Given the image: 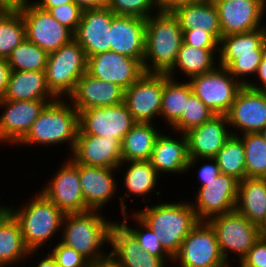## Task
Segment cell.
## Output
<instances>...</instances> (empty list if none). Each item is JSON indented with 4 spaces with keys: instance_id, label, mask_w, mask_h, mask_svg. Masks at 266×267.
I'll use <instances>...</instances> for the list:
<instances>
[{
    "instance_id": "15",
    "label": "cell",
    "mask_w": 266,
    "mask_h": 267,
    "mask_svg": "<svg viewBox=\"0 0 266 267\" xmlns=\"http://www.w3.org/2000/svg\"><path fill=\"white\" fill-rule=\"evenodd\" d=\"M225 115L232 135L259 133L266 127V91L243 86Z\"/></svg>"
},
{
    "instance_id": "45",
    "label": "cell",
    "mask_w": 266,
    "mask_h": 267,
    "mask_svg": "<svg viewBox=\"0 0 266 267\" xmlns=\"http://www.w3.org/2000/svg\"><path fill=\"white\" fill-rule=\"evenodd\" d=\"M54 257L57 267H88L89 261L75 249L67 247L60 241L49 250Z\"/></svg>"
},
{
    "instance_id": "33",
    "label": "cell",
    "mask_w": 266,
    "mask_h": 267,
    "mask_svg": "<svg viewBox=\"0 0 266 267\" xmlns=\"http://www.w3.org/2000/svg\"><path fill=\"white\" fill-rule=\"evenodd\" d=\"M217 54V55H216ZM219 49H199L181 44L173 67L166 73L169 77L177 79V74H183L185 80L213 70L218 65ZM175 76V77H174Z\"/></svg>"
},
{
    "instance_id": "16",
    "label": "cell",
    "mask_w": 266,
    "mask_h": 267,
    "mask_svg": "<svg viewBox=\"0 0 266 267\" xmlns=\"http://www.w3.org/2000/svg\"><path fill=\"white\" fill-rule=\"evenodd\" d=\"M53 101L55 100L13 101L0 99L1 145L5 146L6 143H8L7 146L17 145L27 135L45 106Z\"/></svg>"
},
{
    "instance_id": "3",
    "label": "cell",
    "mask_w": 266,
    "mask_h": 267,
    "mask_svg": "<svg viewBox=\"0 0 266 267\" xmlns=\"http://www.w3.org/2000/svg\"><path fill=\"white\" fill-rule=\"evenodd\" d=\"M79 131V112L68 99L48 103L32 124L27 135L16 145L26 147H53L66 144L69 154L73 151ZM69 145H68V144Z\"/></svg>"
},
{
    "instance_id": "31",
    "label": "cell",
    "mask_w": 266,
    "mask_h": 267,
    "mask_svg": "<svg viewBox=\"0 0 266 267\" xmlns=\"http://www.w3.org/2000/svg\"><path fill=\"white\" fill-rule=\"evenodd\" d=\"M4 100H56L48 88L45 71H12Z\"/></svg>"
},
{
    "instance_id": "20",
    "label": "cell",
    "mask_w": 266,
    "mask_h": 267,
    "mask_svg": "<svg viewBox=\"0 0 266 267\" xmlns=\"http://www.w3.org/2000/svg\"><path fill=\"white\" fill-rule=\"evenodd\" d=\"M121 169H126L122 173V177L124 176L122 178L123 188L126 192H124V196H121V193L119 196L117 195L120 201L121 215L127 213L128 204L125 202L132 195L135 197L132 199H136L137 197L139 199L141 197V202L144 201L145 204H149L148 202L151 203L152 198L150 196L153 195L152 193H155L154 195L156 196H161V191L159 189L157 191L155 190L157 188L156 186L160 184L159 179L161 177L152 166L150 160L123 161L117 169L118 172L121 173Z\"/></svg>"
},
{
    "instance_id": "54",
    "label": "cell",
    "mask_w": 266,
    "mask_h": 267,
    "mask_svg": "<svg viewBox=\"0 0 266 267\" xmlns=\"http://www.w3.org/2000/svg\"><path fill=\"white\" fill-rule=\"evenodd\" d=\"M32 2L39 8H52L58 5L67 4L74 2L73 0H35Z\"/></svg>"
},
{
    "instance_id": "13",
    "label": "cell",
    "mask_w": 266,
    "mask_h": 267,
    "mask_svg": "<svg viewBox=\"0 0 266 267\" xmlns=\"http://www.w3.org/2000/svg\"><path fill=\"white\" fill-rule=\"evenodd\" d=\"M124 103L107 107H93L79 112L78 134L116 138L124 136L136 124Z\"/></svg>"
},
{
    "instance_id": "28",
    "label": "cell",
    "mask_w": 266,
    "mask_h": 267,
    "mask_svg": "<svg viewBox=\"0 0 266 267\" xmlns=\"http://www.w3.org/2000/svg\"><path fill=\"white\" fill-rule=\"evenodd\" d=\"M235 209L266 234V178L238 181Z\"/></svg>"
},
{
    "instance_id": "7",
    "label": "cell",
    "mask_w": 266,
    "mask_h": 267,
    "mask_svg": "<svg viewBox=\"0 0 266 267\" xmlns=\"http://www.w3.org/2000/svg\"><path fill=\"white\" fill-rule=\"evenodd\" d=\"M86 71V53L80 44L72 39L48 56L45 69L48 88L58 99H67Z\"/></svg>"
},
{
    "instance_id": "14",
    "label": "cell",
    "mask_w": 266,
    "mask_h": 267,
    "mask_svg": "<svg viewBox=\"0 0 266 267\" xmlns=\"http://www.w3.org/2000/svg\"><path fill=\"white\" fill-rule=\"evenodd\" d=\"M197 189L196 195H193L196 200H192L191 205L199 221L235 210L238 180L233 176L220 174Z\"/></svg>"
},
{
    "instance_id": "47",
    "label": "cell",
    "mask_w": 266,
    "mask_h": 267,
    "mask_svg": "<svg viewBox=\"0 0 266 267\" xmlns=\"http://www.w3.org/2000/svg\"><path fill=\"white\" fill-rule=\"evenodd\" d=\"M239 267H261L266 266V234L260 238L249 249L247 254L241 259Z\"/></svg>"
},
{
    "instance_id": "40",
    "label": "cell",
    "mask_w": 266,
    "mask_h": 267,
    "mask_svg": "<svg viewBox=\"0 0 266 267\" xmlns=\"http://www.w3.org/2000/svg\"><path fill=\"white\" fill-rule=\"evenodd\" d=\"M25 38L24 19L15 10L0 26V58L7 59Z\"/></svg>"
},
{
    "instance_id": "57",
    "label": "cell",
    "mask_w": 266,
    "mask_h": 267,
    "mask_svg": "<svg viewBox=\"0 0 266 267\" xmlns=\"http://www.w3.org/2000/svg\"><path fill=\"white\" fill-rule=\"evenodd\" d=\"M14 11L10 8H0V26Z\"/></svg>"
},
{
    "instance_id": "22",
    "label": "cell",
    "mask_w": 266,
    "mask_h": 267,
    "mask_svg": "<svg viewBox=\"0 0 266 267\" xmlns=\"http://www.w3.org/2000/svg\"><path fill=\"white\" fill-rule=\"evenodd\" d=\"M117 173L118 170L115 168L79 164V180L83 199L90 210H103L118 194L117 188L120 181L118 182L115 178Z\"/></svg>"
},
{
    "instance_id": "4",
    "label": "cell",
    "mask_w": 266,
    "mask_h": 267,
    "mask_svg": "<svg viewBox=\"0 0 266 267\" xmlns=\"http://www.w3.org/2000/svg\"><path fill=\"white\" fill-rule=\"evenodd\" d=\"M183 43V30L172 11H162L146 19L143 69L146 73H167L174 65Z\"/></svg>"
},
{
    "instance_id": "32",
    "label": "cell",
    "mask_w": 266,
    "mask_h": 267,
    "mask_svg": "<svg viewBox=\"0 0 266 267\" xmlns=\"http://www.w3.org/2000/svg\"><path fill=\"white\" fill-rule=\"evenodd\" d=\"M34 254L39 255L37 250L30 251L26 247L20 224L10 212L0 222V267L18 266L20 262H26L27 258L30 261Z\"/></svg>"
},
{
    "instance_id": "46",
    "label": "cell",
    "mask_w": 266,
    "mask_h": 267,
    "mask_svg": "<svg viewBox=\"0 0 266 267\" xmlns=\"http://www.w3.org/2000/svg\"><path fill=\"white\" fill-rule=\"evenodd\" d=\"M198 163L202 164L196 172L198 174L197 178H199L198 181H200L198 184L201 183L198 187L204 186L205 182H209L221 174L220 168L214 158H189L186 172L191 171V168L197 167L195 165Z\"/></svg>"
},
{
    "instance_id": "53",
    "label": "cell",
    "mask_w": 266,
    "mask_h": 267,
    "mask_svg": "<svg viewBox=\"0 0 266 267\" xmlns=\"http://www.w3.org/2000/svg\"><path fill=\"white\" fill-rule=\"evenodd\" d=\"M82 9L106 7L108 0H73Z\"/></svg>"
},
{
    "instance_id": "30",
    "label": "cell",
    "mask_w": 266,
    "mask_h": 267,
    "mask_svg": "<svg viewBox=\"0 0 266 267\" xmlns=\"http://www.w3.org/2000/svg\"><path fill=\"white\" fill-rule=\"evenodd\" d=\"M172 13L177 17L182 30H204L220 42L221 26L218 10L213 0L183 4L172 10Z\"/></svg>"
},
{
    "instance_id": "5",
    "label": "cell",
    "mask_w": 266,
    "mask_h": 267,
    "mask_svg": "<svg viewBox=\"0 0 266 267\" xmlns=\"http://www.w3.org/2000/svg\"><path fill=\"white\" fill-rule=\"evenodd\" d=\"M8 206L20 224L23 241L30 251L41 252L49 241L52 244L51 240L57 238L58 233L60 237L65 214L42 192H36L33 198L28 197L21 207Z\"/></svg>"
},
{
    "instance_id": "55",
    "label": "cell",
    "mask_w": 266,
    "mask_h": 267,
    "mask_svg": "<svg viewBox=\"0 0 266 267\" xmlns=\"http://www.w3.org/2000/svg\"><path fill=\"white\" fill-rule=\"evenodd\" d=\"M30 0H0V8L19 10Z\"/></svg>"
},
{
    "instance_id": "49",
    "label": "cell",
    "mask_w": 266,
    "mask_h": 267,
    "mask_svg": "<svg viewBox=\"0 0 266 267\" xmlns=\"http://www.w3.org/2000/svg\"><path fill=\"white\" fill-rule=\"evenodd\" d=\"M252 79L254 80L249 81L246 85L248 88L266 91V52L262 57V60L258 66L256 74L254 75V78Z\"/></svg>"
},
{
    "instance_id": "9",
    "label": "cell",
    "mask_w": 266,
    "mask_h": 267,
    "mask_svg": "<svg viewBox=\"0 0 266 267\" xmlns=\"http://www.w3.org/2000/svg\"><path fill=\"white\" fill-rule=\"evenodd\" d=\"M188 82L193 93L214 114H226L243 85L220 65L201 75L191 77Z\"/></svg>"
},
{
    "instance_id": "6",
    "label": "cell",
    "mask_w": 266,
    "mask_h": 267,
    "mask_svg": "<svg viewBox=\"0 0 266 267\" xmlns=\"http://www.w3.org/2000/svg\"><path fill=\"white\" fill-rule=\"evenodd\" d=\"M207 222L213 228L221 254L230 266L234 260L239 263L263 234L258 225L250 222L236 209L211 217Z\"/></svg>"
},
{
    "instance_id": "21",
    "label": "cell",
    "mask_w": 266,
    "mask_h": 267,
    "mask_svg": "<svg viewBox=\"0 0 266 267\" xmlns=\"http://www.w3.org/2000/svg\"><path fill=\"white\" fill-rule=\"evenodd\" d=\"M77 164L118 169L123 162L121 142L116 138L78 134L69 155Z\"/></svg>"
},
{
    "instance_id": "48",
    "label": "cell",
    "mask_w": 266,
    "mask_h": 267,
    "mask_svg": "<svg viewBox=\"0 0 266 267\" xmlns=\"http://www.w3.org/2000/svg\"><path fill=\"white\" fill-rule=\"evenodd\" d=\"M183 42L199 49H219V42L204 30H183Z\"/></svg>"
},
{
    "instance_id": "41",
    "label": "cell",
    "mask_w": 266,
    "mask_h": 267,
    "mask_svg": "<svg viewBox=\"0 0 266 267\" xmlns=\"http://www.w3.org/2000/svg\"><path fill=\"white\" fill-rule=\"evenodd\" d=\"M215 114L192 92L186 102L181 118L169 128L172 131L186 133L192 128L201 126Z\"/></svg>"
},
{
    "instance_id": "12",
    "label": "cell",
    "mask_w": 266,
    "mask_h": 267,
    "mask_svg": "<svg viewBox=\"0 0 266 267\" xmlns=\"http://www.w3.org/2000/svg\"><path fill=\"white\" fill-rule=\"evenodd\" d=\"M164 73H144L124 91L123 103L136 122L156 123L160 117Z\"/></svg>"
},
{
    "instance_id": "52",
    "label": "cell",
    "mask_w": 266,
    "mask_h": 267,
    "mask_svg": "<svg viewBox=\"0 0 266 267\" xmlns=\"http://www.w3.org/2000/svg\"><path fill=\"white\" fill-rule=\"evenodd\" d=\"M88 267H121L120 264L112 257L111 254H108L106 257H103L94 262H90Z\"/></svg>"
},
{
    "instance_id": "8",
    "label": "cell",
    "mask_w": 266,
    "mask_h": 267,
    "mask_svg": "<svg viewBox=\"0 0 266 267\" xmlns=\"http://www.w3.org/2000/svg\"><path fill=\"white\" fill-rule=\"evenodd\" d=\"M173 263L178 267H231L223 258L215 232L207 221H199L192 228Z\"/></svg>"
},
{
    "instance_id": "37",
    "label": "cell",
    "mask_w": 266,
    "mask_h": 267,
    "mask_svg": "<svg viewBox=\"0 0 266 267\" xmlns=\"http://www.w3.org/2000/svg\"><path fill=\"white\" fill-rule=\"evenodd\" d=\"M49 54L26 38L7 58L12 71H45Z\"/></svg>"
},
{
    "instance_id": "36",
    "label": "cell",
    "mask_w": 266,
    "mask_h": 267,
    "mask_svg": "<svg viewBox=\"0 0 266 267\" xmlns=\"http://www.w3.org/2000/svg\"><path fill=\"white\" fill-rule=\"evenodd\" d=\"M214 159L221 174L233 176L238 181L247 178L244 144L239 136L231 135Z\"/></svg>"
},
{
    "instance_id": "59",
    "label": "cell",
    "mask_w": 266,
    "mask_h": 267,
    "mask_svg": "<svg viewBox=\"0 0 266 267\" xmlns=\"http://www.w3.org/2000/svg\"><path fill=\"white\" fill-rule=\"evenodd\" d=\"M260 135L262 136V138L264 139L265 143H266V127L259 132Z\"/></svg>"
},
{
    "instance_id": "10",
    "label": "cell",
    "mask_w": 266,
    "mask_h": 267,
    "mask_svg": "<svg viewBox=\"0 0 266 267\" xmlns=\"http://www.w3.org/2000/svg\"><path fill=\"white\" fill-rule=\"evenodd\" d=\"M25 24L26 39L48 54L74 39L73 32L31 0L18 10Z\"/></svg>"
},
{
    "instance_id": "26",
    "label": "cell",
    "mask_w": 266,
    "mask_h": 267,
    "mask_svg": "<svg viewBox=\"0 0 266 267\" xmlns=\"http://www.w3.org/2000/svg\"><path fill=\"white\" fill-rule=\"evenodd\" d=\"M124 90L118 85L100 80L87 72L77 81L74 92L67 98L81 112L93 107H107L123 103Z\"/></svg>"
},
{
    "instance_id": "42",
    "label": "cell",
    "mask_w": 266,
    "mask_h": 267,
    "mask_svg": "<svg viewBox=\"0 0 266 267\" xmlns=\"http://www.w3.org/2000/svg\"><path fill=\"white\" fill-rule=\"evenodd\" d=\"M107 7L115 15L135 16L143 19L160 11L158 0H108Z\"/></svg>"
},
{
    "instance_id": "1",
    "label": "cell",
    "mask_w": 266,
    "mask_h": 267,
    "mask_svg": "<svg viewBox=\"0 0 266 267\" xmlns=\"http://www.w3.org/2000/svg\"><path fill=\"white\" fill-rule=\"evenodd\" d=\"M139 210V211H138ZM133 212L155 234L164 250L174 258L181 247L182 241L199 222L191 202L184 201L156 202L147 204L143 209Z\"/></svg>"
},
{
    "instance_id": "11",
    "label": "cell",
    "mask_w": 266,
    "mask_h": 267,
    "mask_svg": "<svg viewBox=\"0 0 266 267\" xmlns=\"http://www.w3.org/2000/svg\"><path fill=\"white\" fill-rule=\"evenodd\" d=\"M69 158V159H68ZM68 160V161H67ZM60 163L50 181L40 189L64 214L89 211L83 199L79 180V164L67 157Z\"/></svg>"
},
{
    "instance_id": "29",
    "label": "cell",
    "mask_w": 266,
    "mask_h": 267,
    "mask_svg": "<svg viewBox=\"0 0 266 267\" xmlns=\"http://www.w3.org/2000/svg\"><path fill=\"white\" fill-rule=\"evenodd\" d=\"M266 52V26L253 31L221 37L218 65L227 68L235 59Z\"/></svg>"
},
{
    "instance_id": "35",
    "label": "cell",
    "mask_w": 266,
    "mask_h": 267,
    "mask_svg": "<svg viewBox=\"0 0 266 267\" xmlns=\"http://www.w3.org/2000/svg\"><path fill=\"white\" fill-rule=\"evenodd\" d=\"M164 73V90L162 93V103L160 110L161 121H164L165 128H171L185 111L186 102L193 92L188 80L178 81Z\"/></svg>"
},
{
    "instance_id": "17",
    "label": "cell",
    "mask_w": 266,
    "mask_h": 267,
    "mask_svg": "<svg viewBox=\"0 0 266 267\" xmlns=\"http://www.w3.org/2000/svg\"><path fill=\"white\" fill-rule=\"evenodd\" d=\"M217 7L222 37L266 26V0H213ZM264 17V18H263Z\"/></svg>"
},
{
    "instance_id": "50",
    "label": "cell",
    "mask_w": 266,
    "mask_h": 267,
    "mask_svg": "<svg viewBox=\"0 0 266 267\" xmlns=\"http://www.w3.org/2000/svg\"><path fill=\"white\" fill-rule=\"evenodd\" d=\"M11 72L7 59L0 58V99L6 92Z\"/></svg>"
},
{
    "instance_id": "24",
    "label": "cell",
    "mask_w": 266,
    "mask_h": 267,
    "mask_svg": "<svg viewBox=\"0 0 266 267\" xmlns=\"http://www.w3.org/2000/svg\"><path fill=\"white\" fill-rule=\"evenodd\" d=\"M185 134L189 158H214L232 135L225 114H215Z\"/></svg>"
},
{
    "instance_id": "39",
    "label": "cell",
    "mask_w": 266,
    "mask_h": 267,
    "mask_svg": "<svg viewBox=\"0 0 266 267\" xmlns=\"http://www.w3.org/2000/svg\"><path fill=\"white\" fill-rule=\"evenodd\" d=\"M244 144L247 178H266V143L260 133L239 136Z\"/></svg>"
},
{
    "instance_id": "44",
    "label": "cell",
    "mask_w": 266,
    "mask_h": 267,
    "mask_svg": "<svg viewBox=\"0 0 266 267\" xmlns=\"http://www.w3.org/2000/svg\"><path fill=\"white\" fill-rule=\"evenodd\" d=\"M41 9L48 11L53 18L69 28L73 33L81 21L83 12V9L74 2Z\"/></svg>"
},
{
    "instance_id": "58",
    "label": "cell",
    "mask_w": 266,
    "mask_h": 267,
    "mask_svg": "<svg viewBox=\"0 0 266 267\" xmlns=\"http://www.w3.org/2000/svg\"><path fill=\"white\" fill-rule=\"evenodd\" d=\"M10 213L9 206L6 204L0 206V222Z\"/></svg>"
},
{
    "instance_id": "23",
    "label": "cell",
    "mask_w": 266,
    "mask_h": 267,
    "mask_svg": "<svg viewBox=\"0 0 266 267\" xmlns=\"http://www.w3.org/2000/svg\"><path fill=\"white\" fill-rule=\"evenodd\" d=\"M146 42V19L115 15L110 29V50L138 59L143 64Z\"/></svg>"
},
{
    "instance_id": "43",
    "label": "cell",
    "mask_w": 266,
    "mask_h": 267,
    "mask_svg": "<svg viewBox=\"0 0 266 267\" xmlns=\"http://www.w3.org/2000/svg\"><path fill=\"white\" fill-rule=\"evenodd\" d=\"M263 55H247L235 59L226 69L243 86L256 74ZM247 78H250L249 80Z\"/></svg>"
},
{
    "instance_id": "19",
    "label": "cell",
    "mask_w": 266,
    "mask_h": 267,
    "mask_svg": "<svg viewBox=\"0 0 266 267\" xmlns=\"http://www.w3.org/2000/svg\"><path fill=\"white\" fill-rule=\"evenodd\" d=\"M113 12L106 7L83 9L81 21L73 33L87 58L110 51V29Z\"/></svg>"
},
{
    "instance_id": "56",
    "label": "cell",
    "mask_w": 266,
    "mask_h": 267,
    "mask_svg": "<svg viewBox=\"0 0 266 267\" xmlns=\"http://www.w3.org/2000/svg\"><path fill=\"white\" fill-rule=\"evenodd\" d=\"M42 254H41V256L43 257V259H42V257H41V259L38 258L39 260H38V262H36L37 265H34V266H36V267H57L55 259L49 251H48V254L43 253V252H42Z\"/></svg>"
},
{
    "instance_id": "2",
    "label": "cell",
    "mask_w": 266,
    "mask_h": 267,
    "mask_svg": "<svg viewBox=\"0 0 266 267\" xmlns=\"http://www.w3.org/2000/svg\"><path fill=\"white\" fill-rule=\"evenodd\" d=\"M103 211L89 210L65 214L58 241L75 249L89 262L106 257L110 247V230L115 222L105 218ZM104 249V250H103Z\"/></svg>"
},
{
    "instance_id": "38",
    "label": "cell",
    "mask_w": 266,
    "mask_h": 267,
    "mask_svg": "<svg viewBox=\"0 0 266 267\" xmlns=\"http://www.w3.org/2000/svg\"><path fill=\"white\" fill-rule=\"evenodd\" d=\"M132 215V221L136 223L134 227L129 225L128 212L122 216L120 223L136 238L142 250L161 258L167 265L169 263L170 267L173 264V258L164 250L156 234L135 213Z\"/></svg>"
},
{
    "instance_id": "25",
    "label": "cell",
    "mask_w": 266,
    "mask_h": 267,
    "mask_svg": "<svg viewBox=\"0 0 266 267\" xmlns=\"http://www.w3.org/2000/svg\"><path fill=\"white\" fill-rule=\"evenodd\" d=\"M164 132L162 130L155 142L150 158L152 166L160 176L163 174L173 176V173L174 175L186 174L189 163L186 134L174 131L173 135V131L169 134L165 130ZM176 134L178 137H175Z\"/></svg>"
},
{
    "instance_id": "34",
    "label": "cell",
    "mask_w": 266,
    "mask_h": 267,
    "mask_svg": "<svg viewBox=\"0 0 266 267\" xmlns=\"http://www.w3.org/2000/svg\"><path fill=\"white\" fill-rule=\"evenodd\" d=\"M158 124L137 122L121 142L123 161L150 160L157 137L162 131Z\"/></svg>"
},
{
    "instance_id": "51",
    "label": "cell",
    "mask_w": 266,
    "mask_h": 267,
    "mask_svg": "<svg viewBox=\"0 0 266 267\" xmlns=\"http://www.w3.org/2000/svg\"><path fill=\"white\" fill-rule=\"evenodd\" d=\"M201 1H204V0H158V3H159L160 10L172 11L177 6H180L183 4L201 2Z\"/></svg>"
},
{
    "instance_id": "18",
    "label": "cell",
    "mask_w": 266,
    "mask_h": 267,
    "mask_svg": "<svg viewBox=\"0 0 266 267\" xmlns=\"http://www.w3.org/2000/svg\"><path fill=\"white\" fill-rule=\"evenodd\" d=\"M86 72L95 78L116 84L124 91L145 73L143 64L138 59L111 50L88 57Z\"/></svg>"
},
{
    "instance_id": "27",
    "label": "cell",
    "mask_w": 266,
    "mask_h": 267,
    "mask_svg": "<svg viewBox=\"0 0 266 267\" xmlns=\"http://www.w3.org/2000/svg\"><path fill=\"white\" fill-rule=\"evenodd\" d=\"M109 254L121 267H169L161 258L140 248L136 238L117 220L110 230Z\"/></svg>"
}]
</instances>
